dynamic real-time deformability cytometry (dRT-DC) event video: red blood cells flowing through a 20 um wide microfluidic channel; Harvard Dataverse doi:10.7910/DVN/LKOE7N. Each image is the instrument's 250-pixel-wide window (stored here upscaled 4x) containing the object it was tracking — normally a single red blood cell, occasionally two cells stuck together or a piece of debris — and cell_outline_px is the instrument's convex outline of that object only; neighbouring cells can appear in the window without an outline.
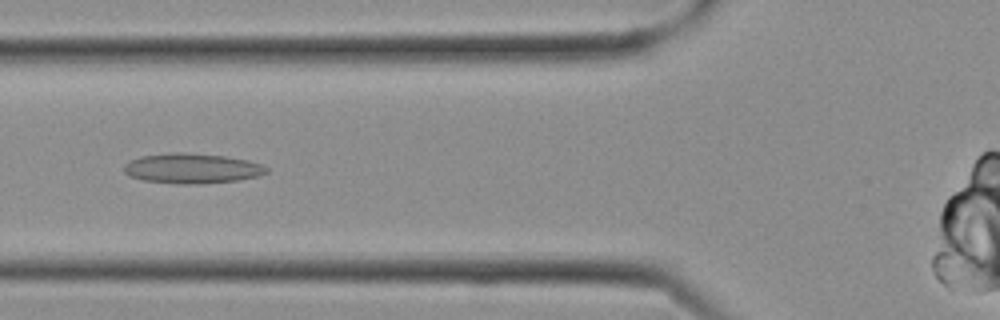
{"species": "Egyptian fruit bat (a non-hibernating species)", "species_latin": "Rousettus aegyptiacus", "temperature_condition": "cold", "stored_images_in_passage": 18, "camera_frame_rate_fps": 3000, "um_per_image_px": 0.085, "frame": {"image": 1, "passage_image": 10, "time_ms": 3.0, "image_size_px": [1000, 320], "cell_outline_px": [[268, 172], [260, 176], [236, 180], [200, 184], [184, 184], [144, 180], [128, 176], [124, 172], [124, 164], [128, 160], [140, 156], [176, 152], [184, 152], [224, 156], [248, 160], [260, 164], [268, 168]], "centroid_in_image_um": [16.3, 14.31], "position_along_channel_um": 109.5, "area_um2": 24.97}}
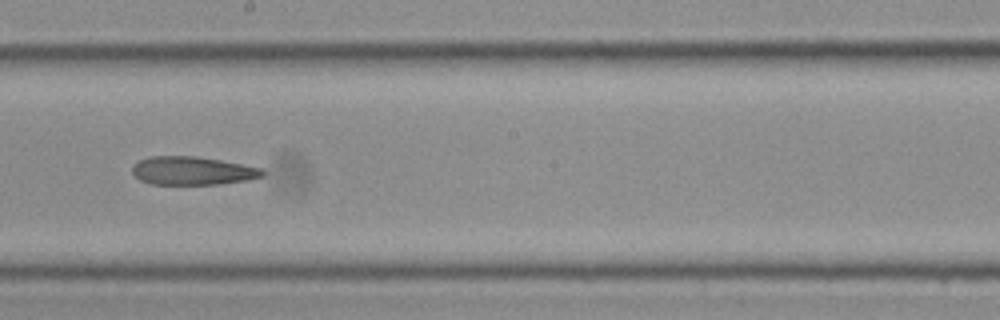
{"frame": {"image": 2, "passage_image": 15, "time_ms": 4.667, "image_size_px": [1000, 320], "cell_outline_px": [[264, 176], [248, 180], [220, 184], [152, 184], [140, 180], [132, 172], [132, 168], [140, 160], [152, 156], [196, 156], [244, 164], [264, 168]], "centroid_in_image_um": [16.42, 14.51], "position_along_channel_um": 231.8, "area_um2": 21.5}}
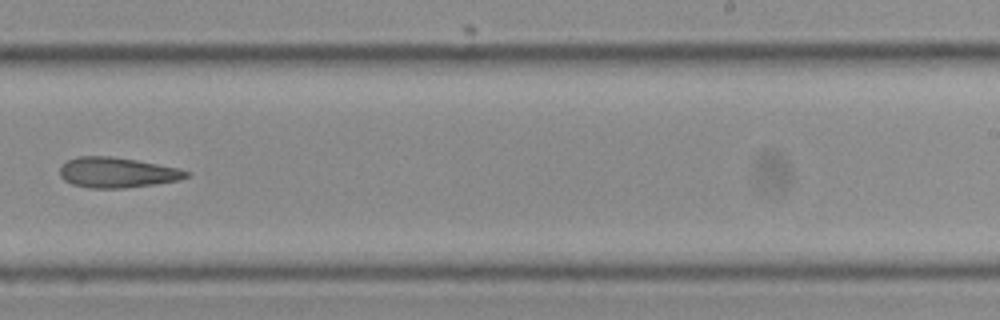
{"frame": {"image": 3, "passage_image": 17, "time_ms": 5.333, "image_size_px": [1000, 320], "cell_outline_px": [[192, 172], [188, 176], [180, 180], [156, 184], [124, 188], [92, 188], [72, 184], [64, 180], [60, 176], [60, 168], [68, 160], [76, 156], [112, 156], [136, 160], [180, 168]], "centroid_in_image_um": [9.99, 14.66], "position_along_channel_um": 279.0, "area_um2": 22.43}}